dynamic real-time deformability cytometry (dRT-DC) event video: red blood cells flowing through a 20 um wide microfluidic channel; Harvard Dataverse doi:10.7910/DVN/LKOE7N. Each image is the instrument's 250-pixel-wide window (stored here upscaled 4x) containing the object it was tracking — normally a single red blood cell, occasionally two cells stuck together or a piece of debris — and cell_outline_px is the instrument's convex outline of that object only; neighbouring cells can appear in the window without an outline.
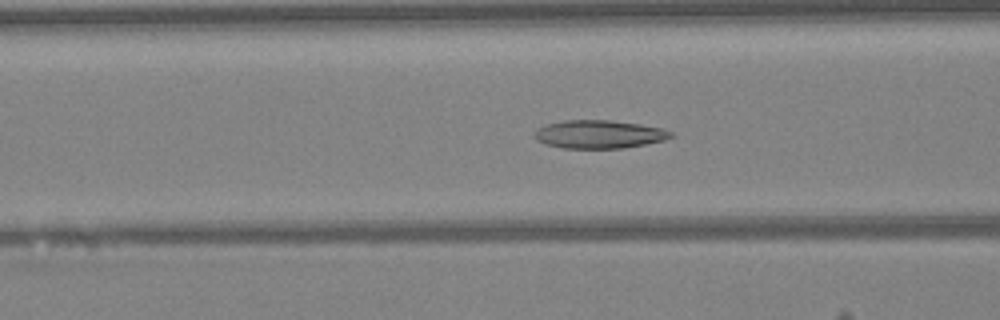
{"species": "Egyptian fruit bat (a non-hibernating species)", "species_latin": "Rousettus aegyptiacus", "temperature_condition": "warm", "stored_images_in_passage": 36, "camera_frame_rate_fps": 3000, "um_per_image_px": 0.085, "animal": {"sex": "female"}, "frame": {"image": 1, "passage_image": 13, "time_ms": 4.0, "image_size_px": [1000, 320], "cell_outline_px": [[676, 136], [664, 140], [624, 148], [560, 148], [544, 144], [536, 140], [532, 136], [532, 132], [536, 128], [548, 124], [564, 120], [608, 120], [640, 124], [660, 128], [672, 132]], "centroid_in_image_um": [50.86, 11.42], "position_along_channel_um": 115.7, "area_um2": 22.6}}
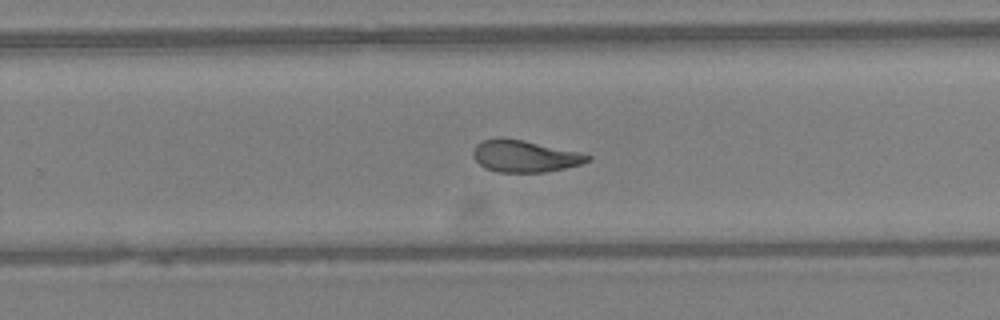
{"frame": {"image": 2, "passage_image": 25, "time_ms": 8.0, "image_size_px": [1000, 320], "cell_outline_px": [[592, 160], [580, 164], [564, 168], [544, 172], [500, 172], [488, 168], [480, 164], [476, 160], [472, 152], [476, 144], [484, 140], [500, 136], [524, 140], [580, 152], [592, 156]], "centroid_in_image_um": [44.62, 13.25], "position_along_channel_um": 285.2, "area_um2": 21.21}}
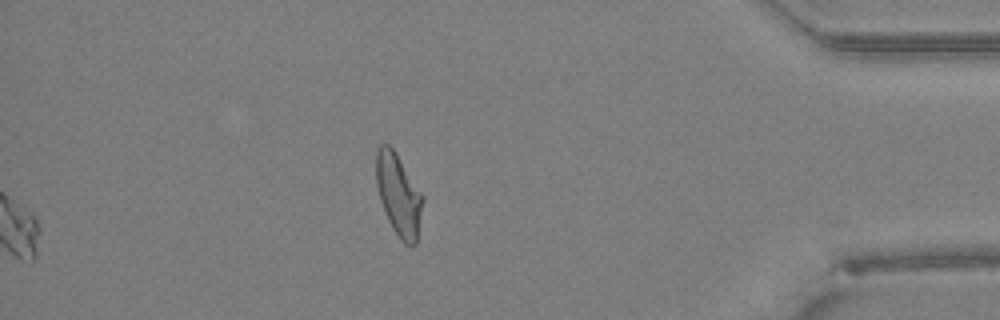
{"frame": {"image": 3, "passage_image": 36, "time_ms": 11.667, "image_size_px": [1000, 320], "cell_outline_px": [[424, 200], [416, 244], [412, 248], [404, 244], [400, 240], [392, 228], [388, 220], [380, 200], [376, 184], [376, 148], [380, 144], [388, 144], [396, 152], [424, 196]], "centroid_in_image_um": [33.89, 16.58], "position_along_channel_um": 401.3, "area_um2": 22.54}, "authors_computed_cell_mechanics": {"area_um2": 22.0218, "velocity_mm_per_s": 4.2588, "shape_relaxation_time_tau1_ms": 8.208, "shape_relaxation_time_tau2_ms": 2.0178, "deformation_change_tau1": 0.2208, "deformation_change_tau2": 0.1033}}